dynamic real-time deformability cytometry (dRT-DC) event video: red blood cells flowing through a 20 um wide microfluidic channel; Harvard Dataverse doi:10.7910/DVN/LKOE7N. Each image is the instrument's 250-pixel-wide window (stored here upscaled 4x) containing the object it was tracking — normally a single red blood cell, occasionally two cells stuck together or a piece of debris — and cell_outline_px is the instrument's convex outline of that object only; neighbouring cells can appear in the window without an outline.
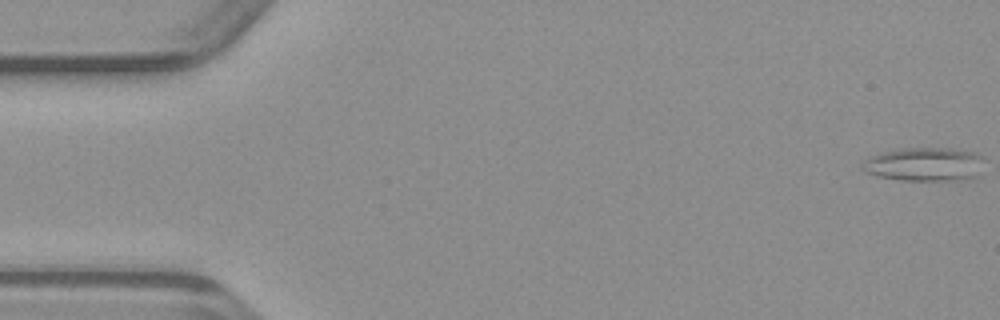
{"species": "common noctule bat (a hibernating species)", "species_latin": "Nyctalus noctula", "temperature_condition": "warm", "stored_images_in_passage": 50, "camera_frame_rate_fps": 3000, "um_per_image_px": 0.085, "animal": {"sex": "male", "body_mass_g": 23.1, "forearm_length_mm": 52.7}, "frame": {"image": 1, "passage_image": 1, "time_ms": 0.0, "image_size_px": [1000, 320], "cell_outline_px": [[984, 156], [976, 176], [960, 180], [900, 180], [880, 176], [864, 172], [860, 168], [860, 164], [864, 160], [872, 156], [896, 148], [952, 148], [976, 152]], "centroid_in_image_um": [78.56, 13.95], "position_along_channel_um": 6.4, "area_um2": 23.99}}
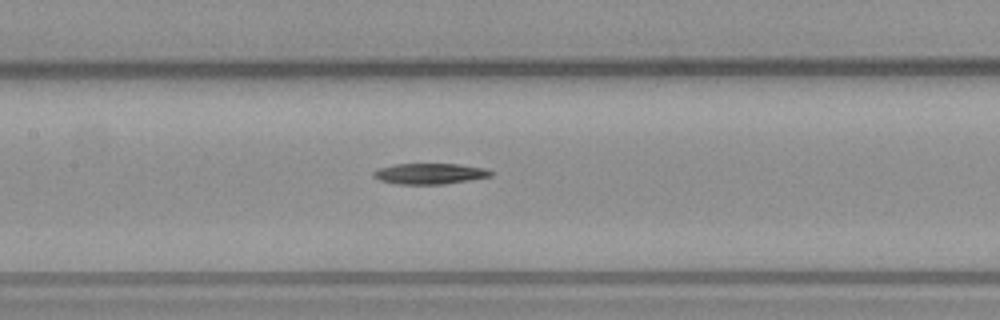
{"frame": {"image": 2, "passage_image": 23, "time_ms": 7.333, "image_size_px": [1000, 320], "cell_outline_px": [[492, 176], [444, 184], [396, 184], [380, 180], [372, 176], [372, 172], [376, 168], [396, 164], [460, 164], [484, 168], [492, 172]], "centroid_in_image_um": [36.47, 14.76], "position_along_channel_um": 170.9, "area_um2": 14.22}}
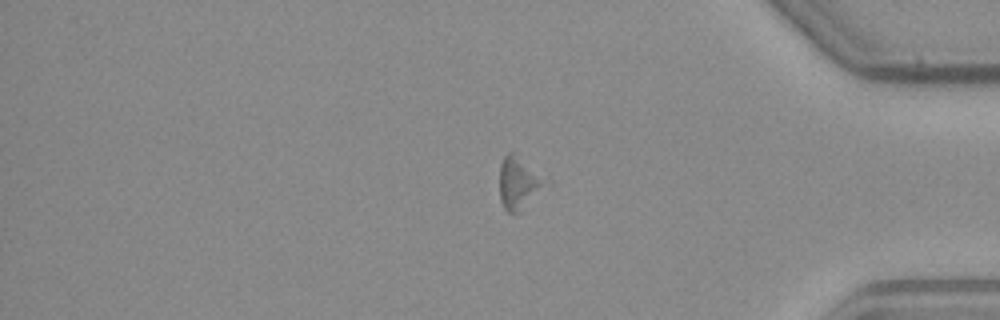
{"frame": {"image": 3, "passage_image": 41, "time_ms": 13.333, "image_size_px": [1000, 320], "cell_outline_px": [[540, 184], [516, 212], [512, 216], [504, 208], [500, 200], [500, 164], [504, 156], [508, 152], [512, 152], [540, 180]], "centroid_in_image_um": [43.83, 15.56], "position_along_channel_um": 391.4, "area_um2": 11.62}}